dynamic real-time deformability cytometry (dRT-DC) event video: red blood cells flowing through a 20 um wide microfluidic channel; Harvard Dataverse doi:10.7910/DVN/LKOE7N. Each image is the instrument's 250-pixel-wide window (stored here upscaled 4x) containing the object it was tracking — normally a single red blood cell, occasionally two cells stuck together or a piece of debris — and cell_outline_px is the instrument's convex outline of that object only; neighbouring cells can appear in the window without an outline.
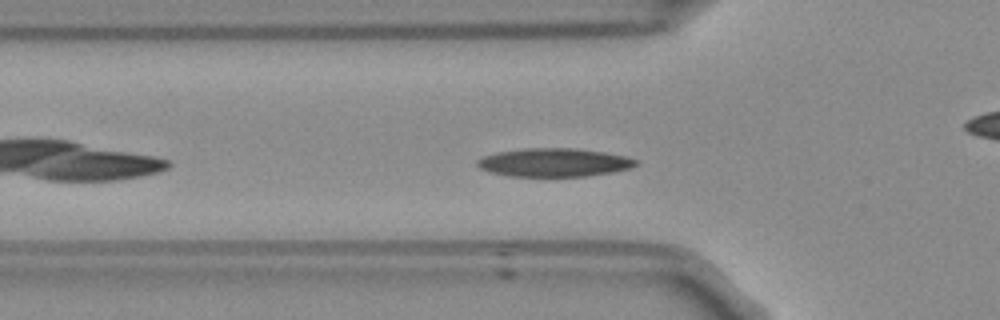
{"species": "Egyptian fruit bat (a non-hibernating species)", "species_latin": "Rousettus aegyptiacus", "temperature_condition": "room temperature", "stored_images_in_passage": 44, "camera_frame_rate_fps": 3000, "um_per_image_px": 0.085, "frame": {"image": 1, "passage_image": 6, "time_ms": 1.667, "image_size_px": [1000, 320], "cell_outline_px": [[640, 164], [628, 168], [612, 172], [584, 176], [508, 176], [488, 172], [480, 168], [476, 164], [476, 160], [484, 156], [500, 152], [524, 148], [576, 148], [604, 152], [624, 156], [636, 160]], "centroid_in_image_um": [47.07, 13.81], "position_along_channel_um": 78.7, "area_um2": 26.13}}
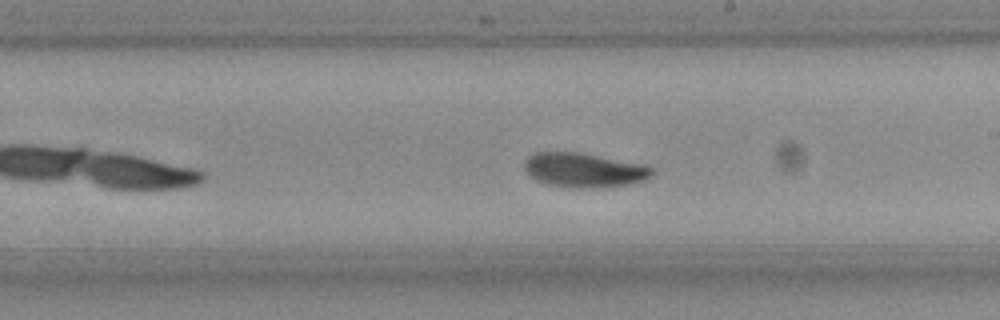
{"frame": {"image": 2, "passage_image": 19, "time_ms": 6.0, "image_size_px": [1000, 320], "cell_outline_px": [[652, 172], [644, 180], [628, 184], [588, 188], [576, 188], [544, 184], [536, 180], [524, 168], [524, 164], [528, 156], [536, 152], [576, 152], [644, 164], [652, 168]], "centroid_in_image_um": [49.6, 14.45], "position_along_channel_um": 239.4, "area_um2": 25.2}}
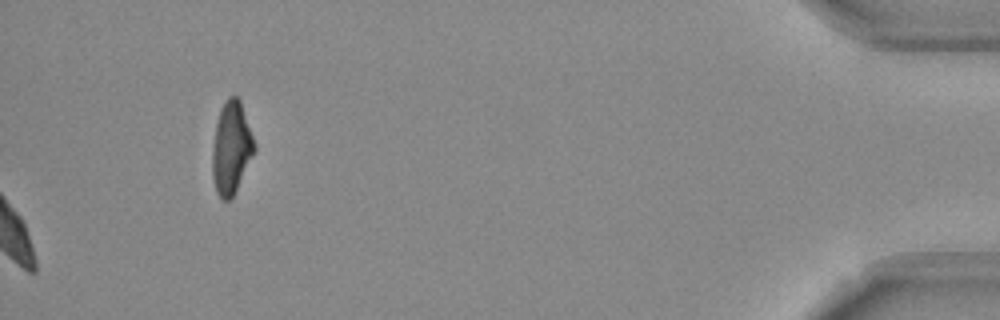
{"frame": {"image": 3, "passage_image": 44, "time_ms": 14.333, "image_size_px": [1000, 320], "cell_outline_px": [[256, 148], [232, 196], [228, 200], [220, 200], [216, 192], [212, 176], [212, 148], [216, 124], [220, 108], [224, 100], [228, 96], [236, 96], [240, 100], [256, 144]], "centroid_in_image_um": [19.64, 12.54], "position_along_channel_um": 415.6, "area_um2": 22.48}, "authors_computed_cell_mechanics": {"area_um2": 24.9118, "velocity_mm_per_s": 3.6942, "shape_relaxation_time_tau1_ms": 2.9203, "shape_relaxation_time_tau2_ms": 5.6606, "deformation_change_tau1": 0.1124, "deformation_change_tau2": 0.0934}}